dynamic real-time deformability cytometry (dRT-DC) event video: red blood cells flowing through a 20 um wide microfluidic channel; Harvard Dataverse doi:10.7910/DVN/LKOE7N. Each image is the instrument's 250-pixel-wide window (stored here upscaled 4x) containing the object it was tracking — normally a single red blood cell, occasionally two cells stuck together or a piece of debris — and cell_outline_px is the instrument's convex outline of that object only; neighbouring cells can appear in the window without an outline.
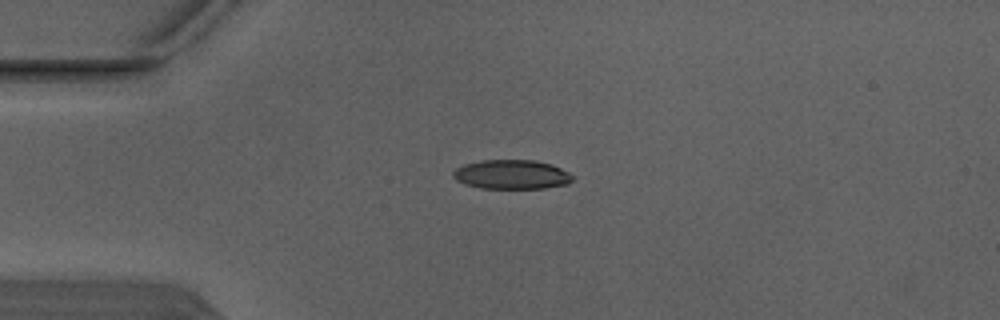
{"species": "Egyptian fruit bat (a non-hibernating species)", "species_latin": "Rousettus aegyptiacus", "temperature_condition": "warm", "stored_images_in_passage": 1, "camera_frame_rate_fps": 3000, "um_per_image_px": 0.085, "animal": {"sex": "male"}, "frame": {"image": 1, "passage_image": 1, "time_ms": 0.0, "image_size_px": [1000, 320], "cell_outline_px": [[576, 176], [568, 184], [544, 188], [480, 188], [464, 184], [456, 180], [452, 176], [452, 172], [456, 168], [464, 164], [480, 160], [536, 160], [552, 164]], "centroid_in_image_um": [43.49, 14.83], "position_along_channel_um": 41.5, "area_um2": 20.58}}